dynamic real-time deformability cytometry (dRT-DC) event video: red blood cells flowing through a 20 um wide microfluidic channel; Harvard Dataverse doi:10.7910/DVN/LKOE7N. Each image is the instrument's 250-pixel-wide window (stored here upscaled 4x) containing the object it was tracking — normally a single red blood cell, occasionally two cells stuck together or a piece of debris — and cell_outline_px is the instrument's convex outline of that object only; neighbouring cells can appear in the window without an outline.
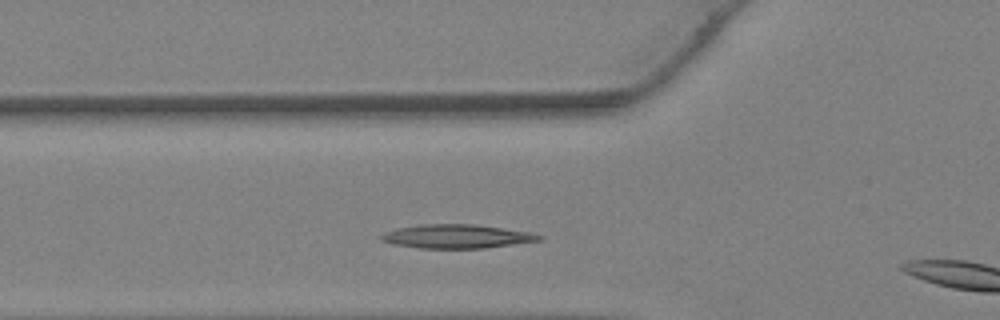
{"species": "Egyptian fruit bat (a non-hibernating species)", "species_latin": "Rousettus aegyptiacus", "temperature_condition": "warm", "stored_images_in_passage": 7, "camera_frame_rate_fps": 3000, "um_per_image_px": 0.085, "animal": {"sex": "female"}, "frame": {"image": 1, "passage_image": 6, "time_ms": 1.667, "image_size_px": [1000, 320], "cell_outline_px": [[544, 240], [484, 248], [420, 248], [392, 244], [380, 240], [380, 236], [384, 232], [396, 228], [420, 224], [472, 224], [532, 232], [544, 236]], "centroid_in_image_um": [38.83, 20.09], "position_along_channel_um": 87.0, "area_um2": 22.02}}